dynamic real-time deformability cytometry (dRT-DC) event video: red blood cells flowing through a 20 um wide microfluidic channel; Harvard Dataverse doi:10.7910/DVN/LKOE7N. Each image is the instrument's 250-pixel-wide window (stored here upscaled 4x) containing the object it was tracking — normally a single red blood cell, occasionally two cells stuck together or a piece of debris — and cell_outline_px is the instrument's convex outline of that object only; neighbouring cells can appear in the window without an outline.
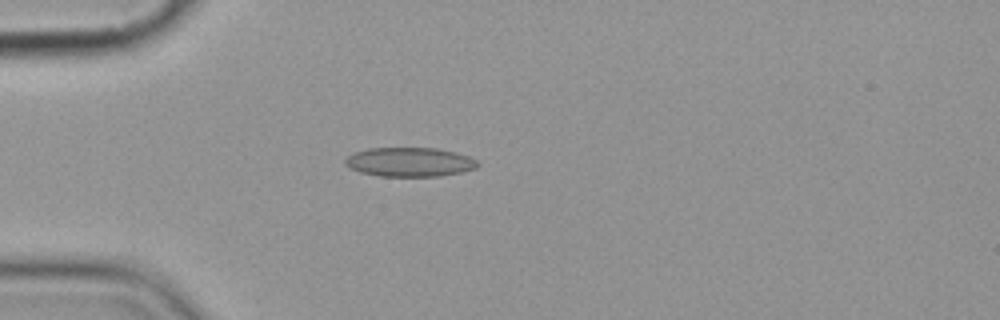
{"species": "common noctule bat (a hibernating species)", "species_latin": "Nyctalus noctula", "temperature_condition": "cold", "stored_images_in_passage": 5, "camera_frame_rate_fps": 3000, "um_per_image_px": 0.085, "animal": {"sex": "female", "body_mass_g": 19.9}, "frame": {"image": 1, "passage_image": 4, "time_ms": 4.333, "image_size_px": [1000, 320], "cell_outline_px": [[480, 164], [476, 168], [460, 172], [440, 176], [380, 176], [360, 172], [348, 168], [344, 164], [344, 160], [348, 156], [356, 152], [368, 148], [436, 148], [456, 152], [468, 156], [476, 160]], "centroid_in_image_um": [34.8, 13.77], "position_along_channel_um": 50.2, "area_um2": 22.54}}